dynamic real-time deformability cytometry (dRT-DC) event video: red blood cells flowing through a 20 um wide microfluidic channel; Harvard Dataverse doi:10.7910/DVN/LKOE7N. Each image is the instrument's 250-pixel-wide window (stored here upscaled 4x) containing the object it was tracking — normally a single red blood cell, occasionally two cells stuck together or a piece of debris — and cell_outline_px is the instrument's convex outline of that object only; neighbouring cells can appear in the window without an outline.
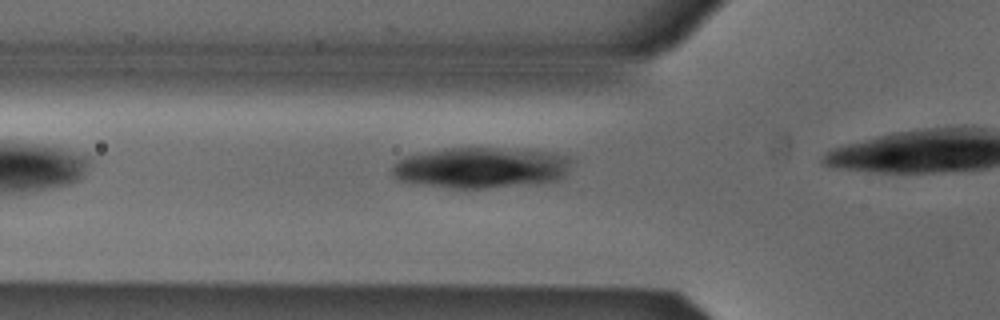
{"species": "Egyptian fruit bat (a non-hibernating species)", "species_latin": "Rousettus aegyptiacus", "temperature_condition": "cold", "stored_images_in_passage": 3, "camera_frame_rate_fps": 3000, "um_per_image_px": 0.085, "animal": {"sex": "male"}, "frame": {"image": 1, "passage_image": 2, "time_ms": 0.333, "image_size_px": [1000, 320], "cell_outline_px": [[576, 160], [564, 176], [560, 180], [536, 184], [488, 188], [452, 188], [424, 184], [400, 180], [392, 176], [392, 164], [408, 156], [428, 152], [452, 148], [492, 148], [556, 152], [568, 156]], "centroid_in_image_um": [41.01, 14.26], "position_along_channel_um": 84.8, "area_um2": 42.77}}